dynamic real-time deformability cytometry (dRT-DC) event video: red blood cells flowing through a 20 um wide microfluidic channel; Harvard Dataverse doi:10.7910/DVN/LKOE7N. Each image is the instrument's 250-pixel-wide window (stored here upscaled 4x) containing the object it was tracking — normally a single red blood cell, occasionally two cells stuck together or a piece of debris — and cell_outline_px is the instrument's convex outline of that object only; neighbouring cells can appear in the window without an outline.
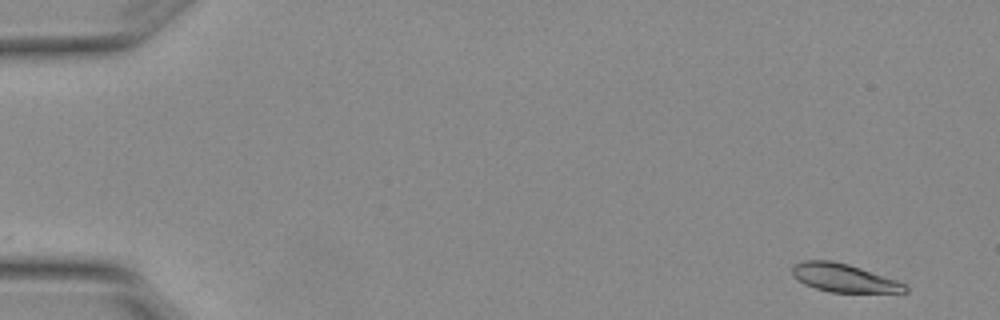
{"species": "Egyptian fruit bat (a non-hibernating species)", "species_latin": "Rousettus aegyptiacus", "temperature_condition": "warm", "stored_images_in_passage": 5, "camera_frame_rate_fps": 3000, "um_per_image_px": 0.085, "animal": {"sex": "female"}, "frame": {"image": 1, "passage_image": 1, "time_ms": 0.0, "image_size_px": [1000, 320], "cell_outline_px": [[908, 292], [828, 292], [804, 284], [792, 272], [792, 264], [804, 260], [832, 260], [848, 264], [896, 280], [904, 284], [908, 288]], "centroid_in_image_um": [71.7, 23.61], "position_along_channel_um": 13.3, "area_um2": 18.32}}